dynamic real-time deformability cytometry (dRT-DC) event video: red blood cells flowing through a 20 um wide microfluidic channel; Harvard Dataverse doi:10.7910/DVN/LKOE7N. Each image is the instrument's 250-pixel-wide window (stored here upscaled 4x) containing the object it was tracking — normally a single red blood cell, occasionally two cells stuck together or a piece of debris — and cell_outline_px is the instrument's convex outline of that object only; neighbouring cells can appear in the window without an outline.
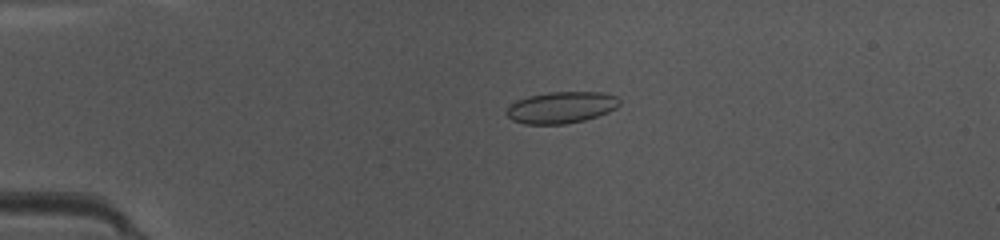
{"species": "common noctule bat (a hibernating species)", "species_latin": "Nyctalus noctula", "temperature_condition": "warm", "stored_images_in_passage": 16, "camera_frame_rate_fps": 3000, "um_per_image_px": 0.085, "animal": {"sex": "female", "body_mass_g": 10.0, "forearm_length_mm": 53.1}, "frame": {"image": 1, "passage_image": 12, "time_ms": 3.667, "image_size_px": [1000, 240], "cell_outline_px": [[620, 104], [616, 108], [608, 112], [584, 120], [564, 124], [524, 124], [512, 120], [508, 116], [508, 108], [516, 100], [528, 96], [548, 92], [600, 92], [616, 96], [620, 100]], "centroid_in_image_um": [47.72, 9.13], "position_along_channel_um": 37.3, "area_um2": 20.63}}